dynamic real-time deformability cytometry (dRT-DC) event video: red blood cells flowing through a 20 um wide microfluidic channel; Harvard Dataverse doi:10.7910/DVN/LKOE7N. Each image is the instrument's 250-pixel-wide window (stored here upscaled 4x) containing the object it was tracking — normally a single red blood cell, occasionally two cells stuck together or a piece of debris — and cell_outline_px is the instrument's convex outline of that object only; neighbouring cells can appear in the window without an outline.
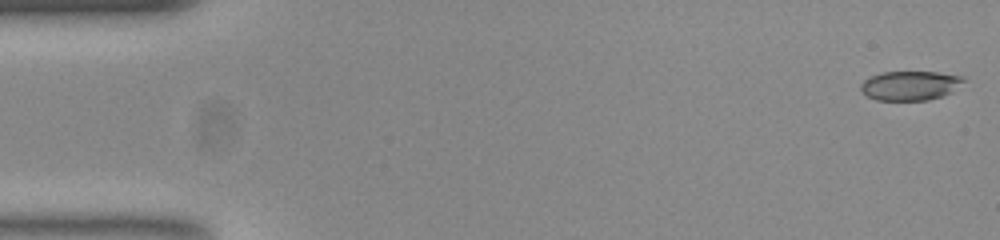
{"species": "common noctule bat (a hibernating species)", "species_latin": "Nyctalus noctula", "temperature_condition": "room temperature", "stored_images_in_passage": 52, "camera_frame_rate_fps": 3000, "um_per_image_px": 0.085, "animal": {"sex": "female", "body_mass_g": 23.0, "forearm_length_mm": 53.4}, "frame": {"image": 1, "passage_image": 1, "time_ms": 0.0, "image_size_px": [1000, 240], "cell_outline_px": [[968, 80], [952, 92], [928, 100], [876, 100], [868, 96], [860, 88], [860, 84], [864, 80], [880, 72], [936, 72], [964, 76]], "centroid_in_image_um": [77.41, 7.26], "position_along_channel_um": 7.6, "area_um2": 17.63}}
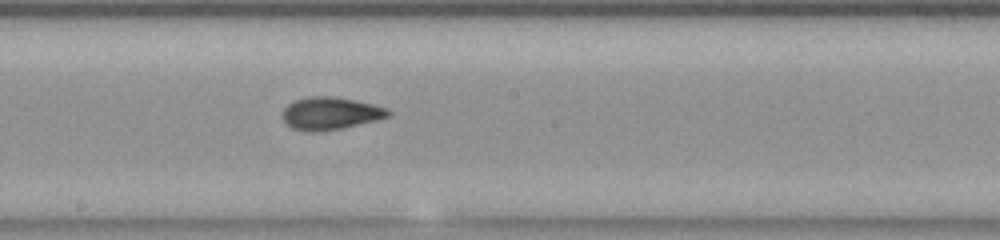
{"frame": {"image": 2, "passage_image": 28, "time_ms": 9.0, "image_size_px": [1000, 240], "cell_outline_px": [[392, 112], [388, 116], [376, 120], [340, 128], [316, 132], [308, 132], [292, 128], [284, 120], [284, 108], [288, 104], [296, 100], [312, 96], [332, 96], [372, 104], [388, 108]], "centroid_in_image_um": [28.09, 9.64], "position_along_channel_um": 220.1, "area_um2": 19.65}}
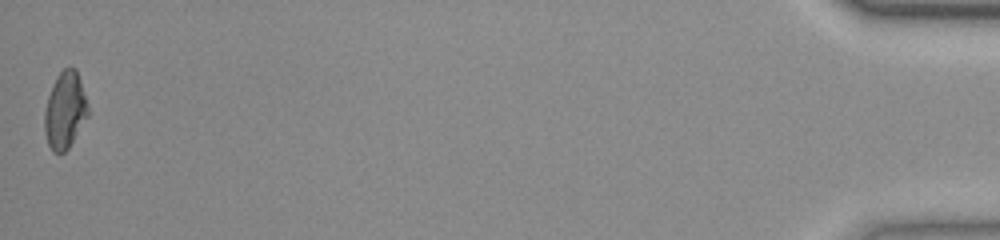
{"frame": {"image": 3, "passage_image": 52, "time_ms": 17.0, "image_size_px": [1000, 240], "cell_outline_px": [[88, 116], [68, 148], [64, 152], [52, 152], [48, 144], [44, 132], [44, 112], [48, 96], [56, 76], [64, 68], [76, 68], [88, 104]], "centroid_in_image_um": [5.51, 9.38], "position_along_channel_um": 429.7, "area_um2": 19.36}, "authors_computed_cell_mechanics": {"area_um2": 19.4208, "velocity_mm_per_s": 3.8813, "shape_relaxation_time_tau1_ms": 9.0875, "shape_relaxation_time_tau2_ms": 1.7117, "deformation_change_tau1": 0.2131, "deformation_change_tau2": 0.0777}}